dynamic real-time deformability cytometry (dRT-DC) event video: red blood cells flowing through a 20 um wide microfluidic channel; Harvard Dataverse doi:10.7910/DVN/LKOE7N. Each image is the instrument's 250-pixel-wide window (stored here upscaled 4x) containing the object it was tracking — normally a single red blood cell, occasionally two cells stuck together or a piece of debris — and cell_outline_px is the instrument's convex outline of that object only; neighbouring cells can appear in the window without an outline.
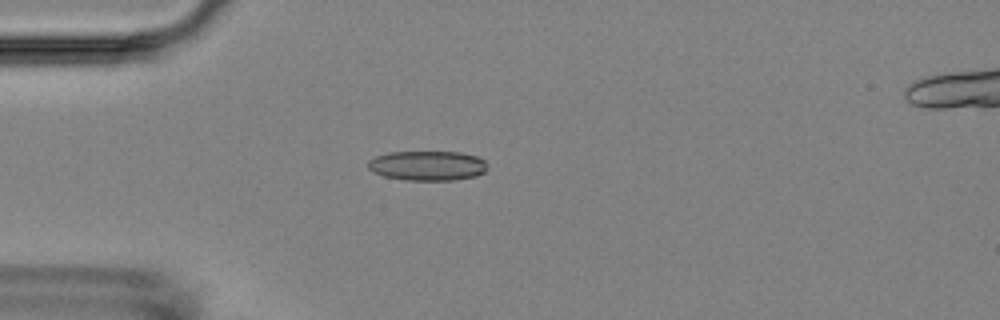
{"species": "Egyptian fruit bat (a non-hibernating species)", "species_latin": "Rousettus aegyptiacus", "temperature_condition": "room temperature", "stored_images_in_passage": 5, "camera_frame_rate_fps": 3000, "um_per_image_px": 0.085, "animal": {"sex": "female"}, "frame": {"image": 1, "passage_image": 5, "time_ms": 4.667, "image_size_px": [1000, 320], "cell_outline_px": [[488, 168], [484, 172], [476, 176], [452, 180], [404, 180], [384, 176], [368, 168], [368, 160], [376, 156], [388, 152], [460, 152], [476, 156], [484, 160]], "centroid_in_image_um": [36.34, 14.08], "position_along_channel_um": 48.7, "area_um2": 20.63}}